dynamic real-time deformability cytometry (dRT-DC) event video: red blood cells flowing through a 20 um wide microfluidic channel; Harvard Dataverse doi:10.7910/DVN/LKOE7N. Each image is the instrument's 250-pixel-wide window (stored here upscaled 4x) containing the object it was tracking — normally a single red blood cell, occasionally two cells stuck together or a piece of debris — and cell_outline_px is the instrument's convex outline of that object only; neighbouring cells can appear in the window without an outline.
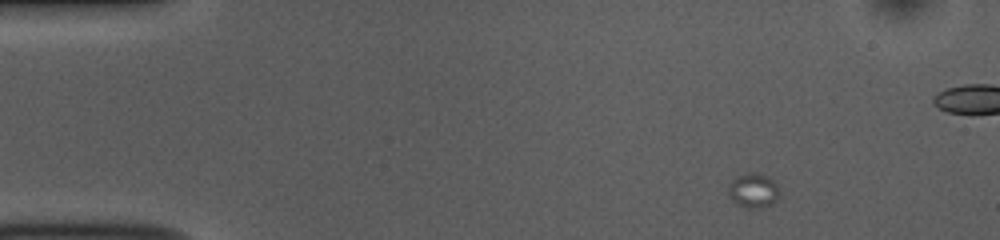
{"species": "common noctule bat (a hibernating species)", "species_latin": "Nyctalus noctula", "temperature_condition": "room temperature", "stored_images_in_passage": 14, "camera_frame_rate_fps": 3000, "um_per_image_px": 0.085, "animal": {"sex": "female", "body_mass_g": 10.0, "forearm_length_mm": 53.1}, "frame": {"image": 1, "passage_image": 3, "time_ms": 0.667, "image_size_px": [1000, 240], "cell_outline_px": [[780, 192], [776, 200], [768, 208], [748, 208], [732, 200], [728, 196], [728, 188], [732, 180], [748, 172], [756, 172], [768, 176], [776, 184]], "centroid_in_image_um": [64.06, 16.2], "position_along_channel_um": 20.9, "area_um2": 10.29}}